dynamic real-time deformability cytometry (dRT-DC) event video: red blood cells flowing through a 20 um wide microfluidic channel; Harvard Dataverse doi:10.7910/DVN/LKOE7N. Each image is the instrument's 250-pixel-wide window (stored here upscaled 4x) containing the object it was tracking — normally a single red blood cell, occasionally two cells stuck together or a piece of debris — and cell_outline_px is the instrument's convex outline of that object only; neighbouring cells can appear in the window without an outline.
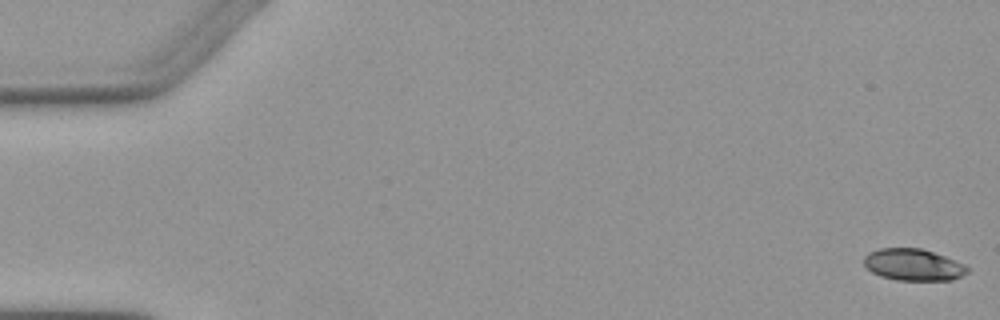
{"species": "Egyptian fruit bat (a non-hibernating species)", "species_latin": "Rousettus aegyptiacus", "temperature_condition": "warm", "stored_images_in_passage": 6, "camera_frame_rate_fps": 3000, "um_per_image_px": 0.085, "animal": {"sex": "female"}, "frame": {"image": 1, "passage_image": 1, "time_ms": 0.0, "image_size_px": [1000, 320], "cell_outline_px": [[968, 272], [952, 280], [896, 280], [880, 276], [872, 272], [864, 264], [864, 256], [868, 252], [880, 248], [920, 248], [944, 256], [964, 264], [968, 268]], "centroid_in_image_um": [77.6, 22.5], "position_along_channel_um": 7.4, "area_um2": 19.02}}
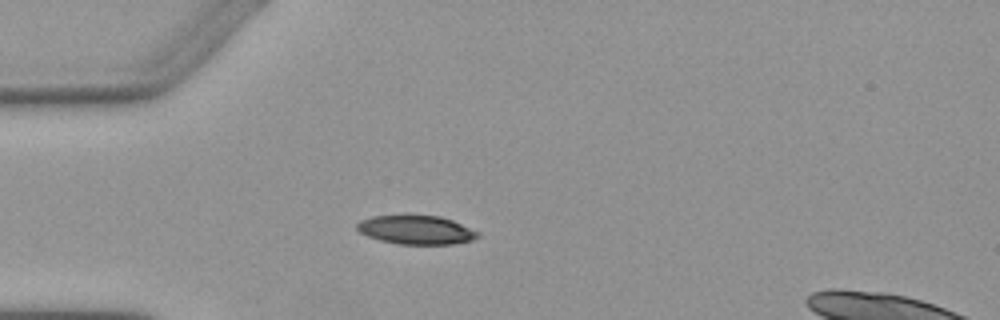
{"frame": {"image": 2, "passage_image": 5, "time_ms": 4.667, "image_size_px": [1000, 320], "cell_outline_px": [[480, 236], [472, 240], [452, 244], [400, 244], [380, 240], [368, 236], [360, 232], [356, 228], [356, 224], [360, 220], [372, 216], [440, 216], [452, 220], [480, 232]], "centroid_in_image_um": [35.39, 19.54], "position_along_channel_um": 49.6, "area_um2": 20.11}}